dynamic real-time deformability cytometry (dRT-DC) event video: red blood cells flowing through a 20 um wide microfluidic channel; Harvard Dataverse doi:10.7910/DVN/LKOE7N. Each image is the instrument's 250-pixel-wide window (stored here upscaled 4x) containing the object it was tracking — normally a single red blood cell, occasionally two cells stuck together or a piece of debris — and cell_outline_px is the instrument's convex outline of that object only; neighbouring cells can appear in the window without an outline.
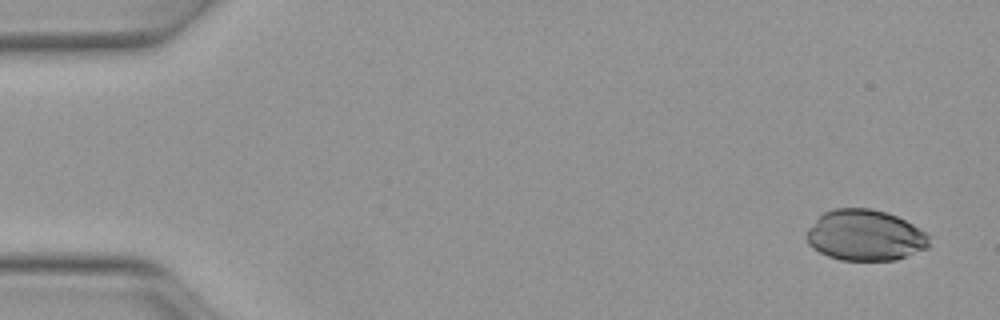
{"species": "Egyptian fruit bat (a non-hibernating species)", "species_latin": "Rousettus aegyptiacus", "temperature_condition": "warm", "stored_images_in_passage": 1, "camera_frame_rate_fps": 3000, "um_per_image_px": 0.085, "animal": {"sex": "female"}, "frame": {"image": 1, "passage_image": 1, "time_ms": 0.0, "image_size_px": [1000, 320], "cell_outline_px": [[916, 244], [900, 256], [876, 260], [856, 260], [836, 256], [828, 252], [856, 212], [876, 212], [892, 216], [908, 224], [912, 228]], "centroid_in_image_um": [74.26, 20.21], "position_along_channel_um": 10.7, "area_um2": 22.08}}